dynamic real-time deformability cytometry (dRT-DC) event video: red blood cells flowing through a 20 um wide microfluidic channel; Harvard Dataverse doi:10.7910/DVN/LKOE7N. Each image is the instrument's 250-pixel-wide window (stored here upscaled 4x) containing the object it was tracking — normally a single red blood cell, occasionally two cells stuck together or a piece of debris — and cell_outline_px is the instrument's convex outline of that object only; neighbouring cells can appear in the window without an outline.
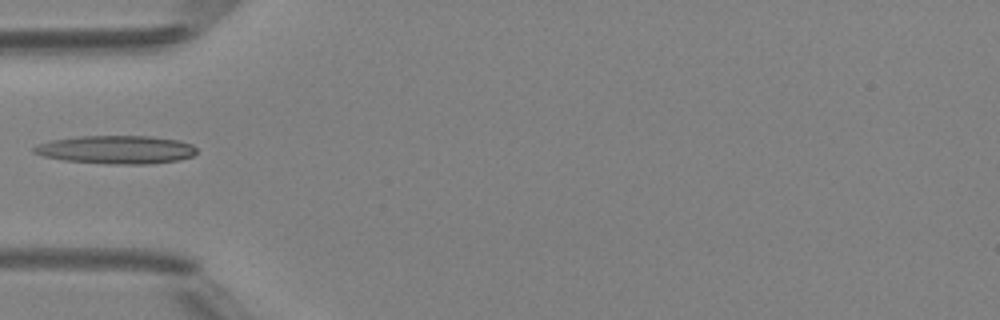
{"species": "Egyptian fruit bat (a non-hibernating species)", "species_latin": "Rousettus aegyptiacus", "temperature_condition": "room temperature", "stored_images_in_passage": 24, "camera_frame_rate_fps": 3000, "um_per_image_px": 0.085, "animal": {"sex": "female"}, "frame": {"image": 1, "passage_image": 1, "time_ms": 0.0, "image_size_px": [1000, 320], "cell_outline_px": [[196, 152], [192, 156], [180, 160], [148, 164], [108, 164], [64, 160], [44, 156], [32, 152], [32, 148], [36, 144], [52, 140], [80, 136], [152, 136], [180, 140], [192, 144], [196, 148]], "centroid_in_image_um": [9.89, 12.72], "position_along_channel_um": 75.1, "area_um2": 26.93}}
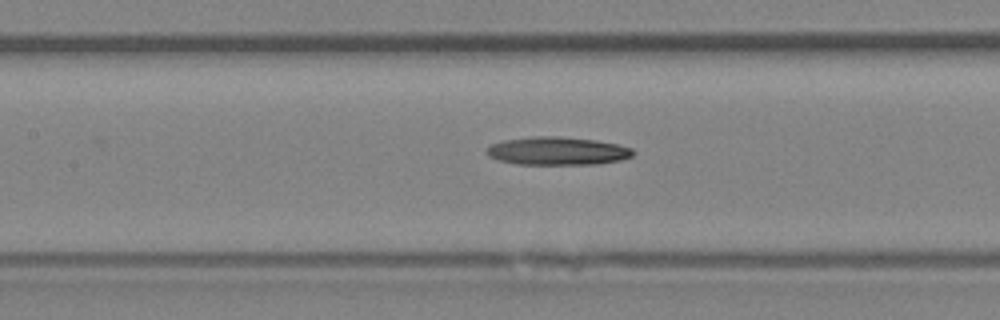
{"frame": {"image": 2, "passage_image": 7, "time_ms": 2.0, "image_size_px": [1000, 320], "cell_outline_px": [[636, 152], [632, 156], [620, 160], [596, 164], [516, 164], [500, 160], [488, 156], [488, 148], [492, 144], [504, 140], [532, 136], [560, 136], [596, 140], [620, 144], [632, 148]], "centroid_in_image_um": [47.44, 12.82], "position_along_channel_um": 160.0, "area_um2": 23.99}}
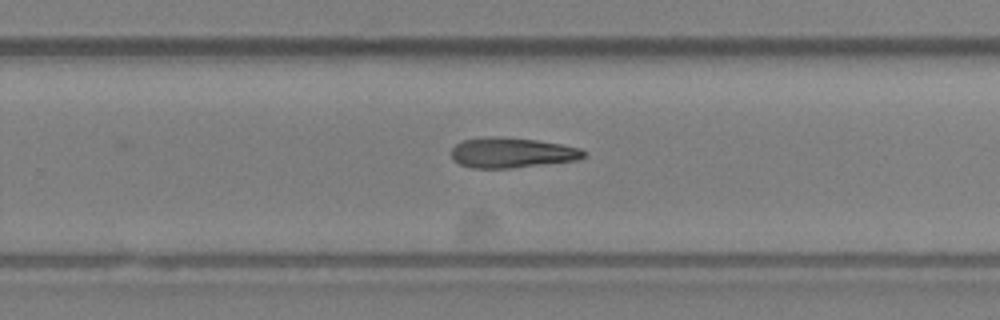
{"frame": {"image": 3, "passage_image": 16, "time_ms": 5.0, "image_size_px": [1000, 320], "cell_outline_px": [[584, 156], [580, 160], [512, 168], [472, 168], [460, 164], [452, 160], [452, 148], [460, 140], [488, 136], [500, 136], [536, 140], [560, 144], [580, 148], [584, 152]], "centroid_in_image_um": [43.47, 12.98], "position_along_channel_um": 286.3, "area_um2": 23.47}}